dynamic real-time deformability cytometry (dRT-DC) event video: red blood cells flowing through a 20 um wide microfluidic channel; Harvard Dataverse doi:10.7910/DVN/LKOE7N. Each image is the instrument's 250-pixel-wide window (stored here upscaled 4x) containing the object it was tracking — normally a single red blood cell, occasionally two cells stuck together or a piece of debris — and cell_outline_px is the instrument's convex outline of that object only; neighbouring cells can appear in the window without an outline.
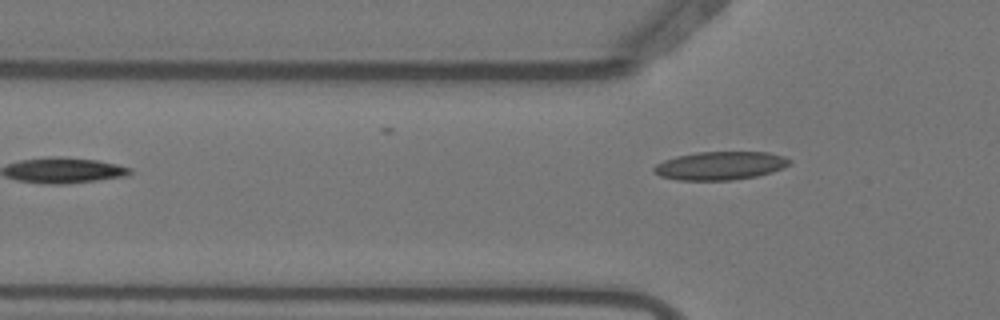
{"species": "Egyptian fruit bat (a non-hibernating species)", "species_latin": "Rousettus aegyptiacus", "temperature_condition": "warm", "stored_images_in_passage": 4, "camera_frame_rate_fps": 3000, "um_per_image_px": 0.085, "animal": {"sex": "female"}, "frame": {"image": 1, "passage_image": 4, "time_ms": 1.0, "image_size_px": [1000, 320], "cell_outline_px": [[792, 160], [784, 168], [772, 172], [756, 176], [732, 180], [676, 180], [660, 176], [652, 172], [652, 168], [656, 164], [664, 160], [676, 156], [696, 152], [768, 152], [784, 156]], "centroid_in_image_um": [61.19, 14.08], "position_along_channel_um": 64.6, "area_um2": 22.54}}